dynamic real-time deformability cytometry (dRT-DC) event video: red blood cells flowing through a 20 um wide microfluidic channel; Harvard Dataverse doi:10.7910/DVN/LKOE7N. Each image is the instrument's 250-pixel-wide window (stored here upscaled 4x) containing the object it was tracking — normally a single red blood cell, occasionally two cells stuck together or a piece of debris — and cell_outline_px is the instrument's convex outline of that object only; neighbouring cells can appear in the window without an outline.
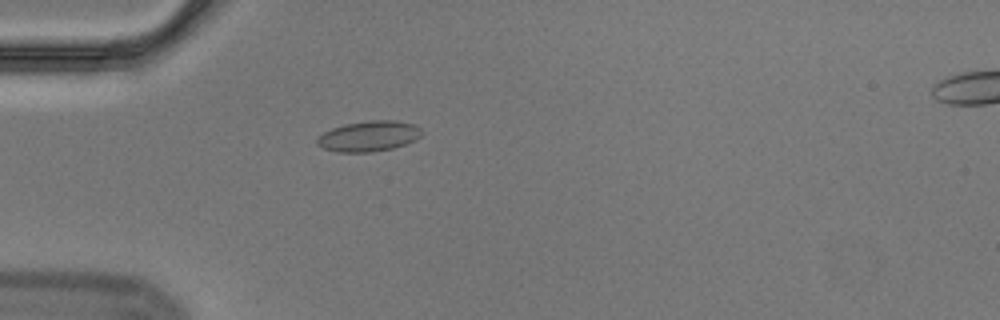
{"species": "Egyptian fruit bat (a non-hibernating species)", "species_latin": "Rousettus aegyptiacus", "temperature_condition": "cold", "stored_images_in_passage": 57, "segment_of_instrument_passage": [1, 2], "camera_frame_rate_fps": 3000, "um_per_image_px": 0.085, "animal": {"sex": "male"}, "frame": {"image": 1, "passage_image": 17, "time_ms": 5.333, "image_size_px": [1000, 320], "cell_outline_px": [[424, 132], [416, 140], [392, 148], [368, 152], [336, 152], [324, 148], [316, 144], [316, 136], [332, 128], [344, 124], [372, 120], [396, 120], [416, 124]], "centroid_in_image_um": [31.35, 11.56], "position_along_channel_um": 53.7, "area_um2": 18.73}}
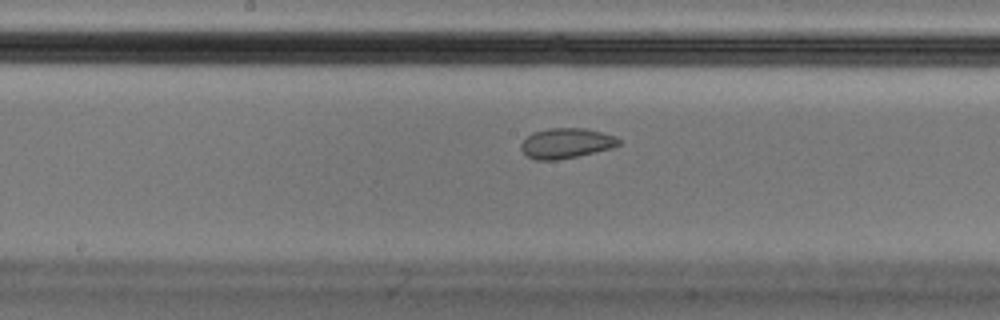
{"frame": {"image": 2, "passage_image": 30, "time_ms": 9.667, "image_size_px": [1000, 320], "cell_outline_px": [[620, 144], [612, 148], [596, 152], [556, 160], [536, 160], [528, 156], [520, 148], [520, 144], [532, 132], [548, 128], [584, 128], [604, 132], [616, 136], [620, 140]], "centroid_in_image_um": [48.14, 12.16], "position_along_channel_um": 200.1, "area_um2": 17.22}}
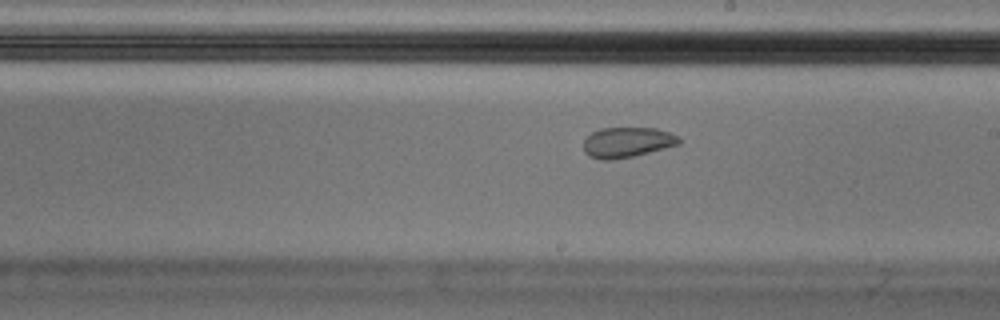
{"frame": {"image": 3, "passage_image": 33, "time_ms": 10.667, "image_size_px": [1000, 320], "cell_outline_px": [[680, 144], [632, 156], [612, 160], [600, 160], [588, 156], [584, 152], [584, 140], [592, 132], [600, 128], [656, 128], [680, 136]], "centroid_in_image_um": [53.29, 12.09], "position_along_channel_um": 235.7, "area_um2": 16.82}}